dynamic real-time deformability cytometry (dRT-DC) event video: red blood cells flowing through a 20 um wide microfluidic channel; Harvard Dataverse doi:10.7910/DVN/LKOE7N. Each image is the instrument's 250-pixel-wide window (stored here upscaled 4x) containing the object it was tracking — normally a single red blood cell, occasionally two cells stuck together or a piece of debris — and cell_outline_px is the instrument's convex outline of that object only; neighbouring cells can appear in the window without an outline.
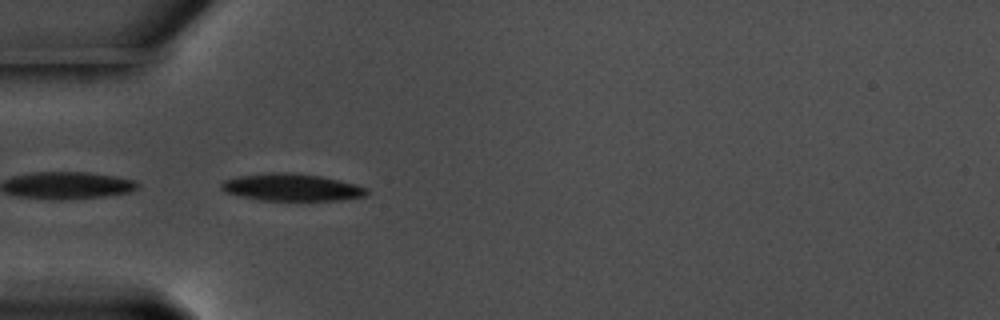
{"species": "common noctule bat (a hibernating species)", "species_latin": "Nyctalus noctula", "temperature_condition": "warm", "stored_images_in_passage": 40, "camera_frame_rate_fps": 3000, "um_per_image_px": 0.085, "animal": {"sex": "male", "body_mass_g": 17.5, "forearm_length_mm": 52.3}, "frame": {"image": 1, "passage_image": 1, "time_ms": 0.0, "image_size_px": [1000, 320], "cell_outline_px": [[368, 192], [364, 196], [340, 200], [260, 200], [224, 192], [220, 188], [220, 184], [224, 180], [240, 176], [268, 172], [292, 172], [320, 176], [340, 180], [356, 184], [368, 188]], "centroid_in_image_um": [24.79, 15.91], "position_along_channel_um": 60.2, "area_um2": 23.06}}
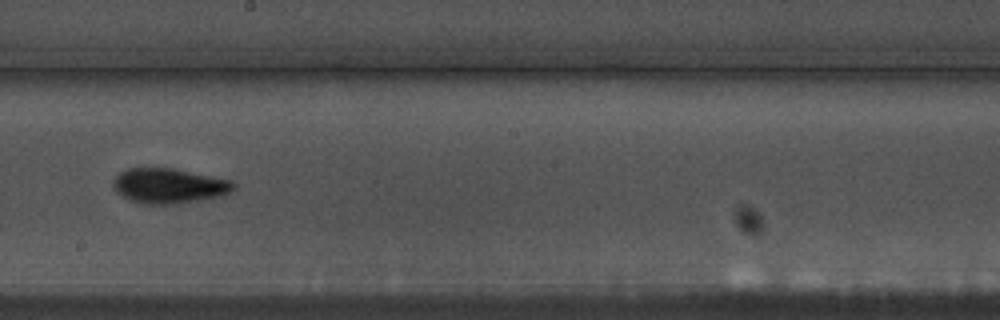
{"frame": {"image": 2, "passage_image": 16, "time_ms": 5.0, "image_size_px": [1000, 320], "cell_outline_px": [[236, 188], [232, 192], [220, 196], [176, 204], [144, 204], [128, 200], [116, 192], [112, 184], [112, 180], [120, 172], [128, 168], [172, 168], [232, 180], [236, 184]], "centroid_in_image_um": [14.36, 15.8], "position_along_channel_um": 233.8, "area_um2": 24.74}}
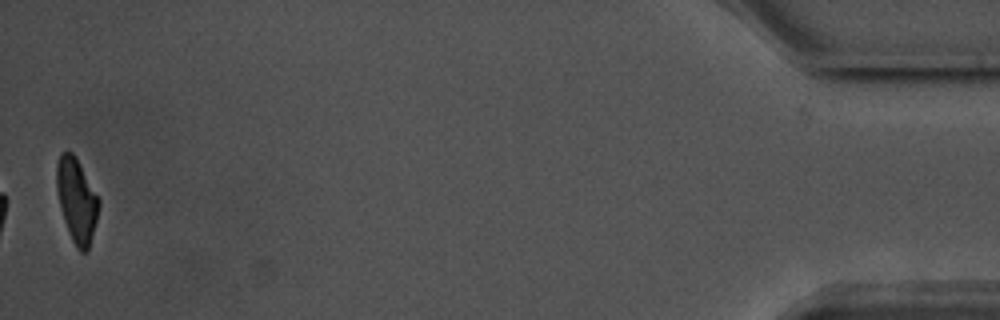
{"frame": {"image": 3, "passage_image": 40, "time_ms": 13.0, "image_size_px": [1000, 320], "cell_outline_px": [[100, 204], [88, 252], [80, 252], [76, 248], [72, 240], [64, 220], [56, 188], [56, 164], [60, 152], [72, 152], [100, 200]], "centroid_in_image_um": [6.51, 17.05], "position_along_channel_um": 428.7, "area_um2": 20.35}, "authors_computed_cell_mechanics": {"area_um2": 22.7443, "velocity_mm_per_s": 3.5634, "shape_relaxation_time_tau1_ms": 2.1695, "shape_relaxation_time_tau2_ms": 5.0278, "deformation_change_tau1": 0.1376, "deformation_change_tau2": 0.1109}}